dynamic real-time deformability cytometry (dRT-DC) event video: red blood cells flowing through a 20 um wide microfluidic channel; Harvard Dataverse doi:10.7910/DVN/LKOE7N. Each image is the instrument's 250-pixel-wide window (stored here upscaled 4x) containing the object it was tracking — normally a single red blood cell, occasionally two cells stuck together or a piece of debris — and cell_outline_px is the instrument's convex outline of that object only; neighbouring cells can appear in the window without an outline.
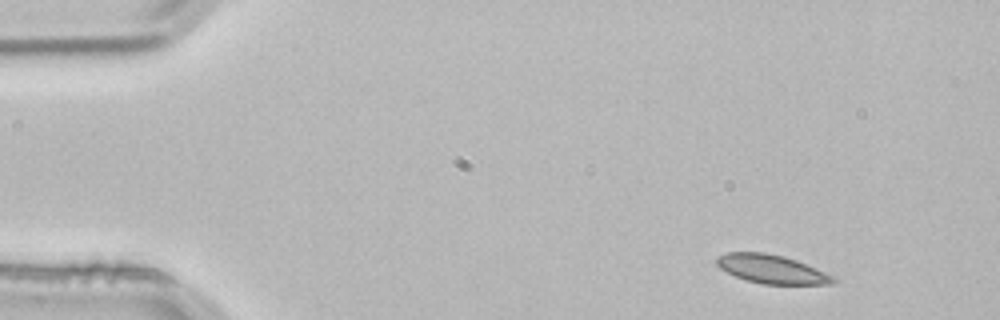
{"species": "common noctule bat (a hibernating species)", "species_latin": "Nyctalus noctula", "temperature_condition": "room temperature", "stored_images_in_passage": 3, "camera_frame_rate_fps": 3000, "um_per_image_px": 0.085, "animal": {"sex": "male", "body_mass_g": 21.5, "forearm_length_mm": 52.0}, "frame": {"image": 1, "passage_image": 1, "time_ms": 0.0, "image_size_px": [1000, 320], "cell_outline_px": [[836, 284], [764, 284], [748, 280], [736, 276], [720, 268], [716, 264], [716, 256], [728, 252], [764, 252], [784, 256], [796, 260], [836, 276]], "centroid_in_image_um": [65.62, 22.87], "position_along_channel_um": 19.4, "area_um2": 19.48}}
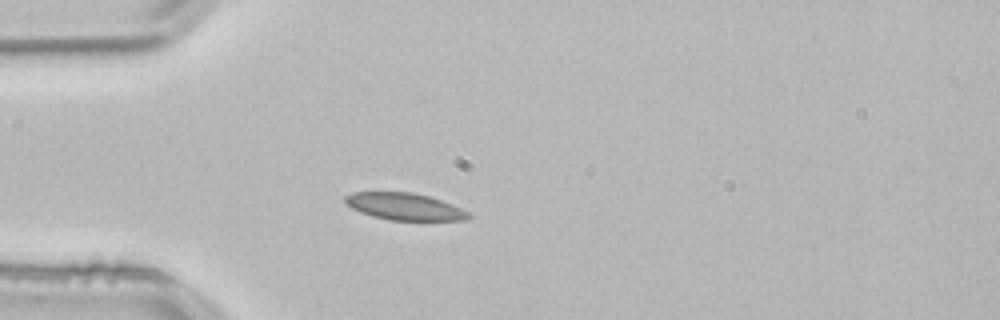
{"frame": {"image": 2, "passage_image": 3, "time_ms": 0.667, "image_size_px": [1000, 320], "cell_outline_px": [[472, 216], [464, 220], [388, 220], [372, 216], [360, 212], [352, 208], [344, 200], [344, 196], [352, 192], [412, 192], [428, 196], [440, 200], [460, 208], [468, 212]], "centroid_in_image_um": [34.35, 17.55], "position_along_channel_um": 50.6, "area_um2": 19.25}}